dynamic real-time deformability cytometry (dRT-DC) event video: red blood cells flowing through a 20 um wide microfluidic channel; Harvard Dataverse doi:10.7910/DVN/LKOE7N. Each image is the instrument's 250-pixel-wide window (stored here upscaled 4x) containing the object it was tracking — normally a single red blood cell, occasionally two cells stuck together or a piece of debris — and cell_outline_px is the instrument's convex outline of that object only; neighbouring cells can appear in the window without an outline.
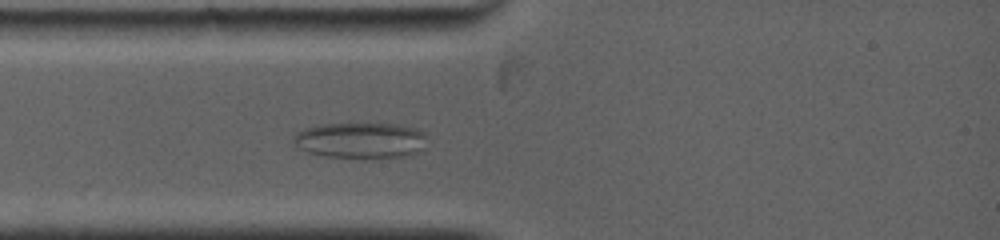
{"species": "common noctule bat (a hibernating species)", "species_latin": "Nyctalus noctula", "temperature_condition": "warm", "stored_images_in_passage": 32, "camera_frame_rate_fps": 5000, "um_per_image_px": 0.085, "animal": {"sex": "female", "body_mass_g": 19.0, "forearm_length_mm": 53.3}, "frame": {"image": 1, "passage_image": 8, "time_ms": 2.6, "image_size_px": [1000, 240], "cell_outline_px": [[424, 152], [412, 156], [376, 160], [324, 156], [308, 152], [292, 144], [292, 140], [296, 132], [304, 128], [320, 124], [396, 124], [416, 128], [424, 132]], "centroid_in_image_um": [30.69, 11.97], "position_along_channel_um": 54.3, "area_um2": 28.9}}
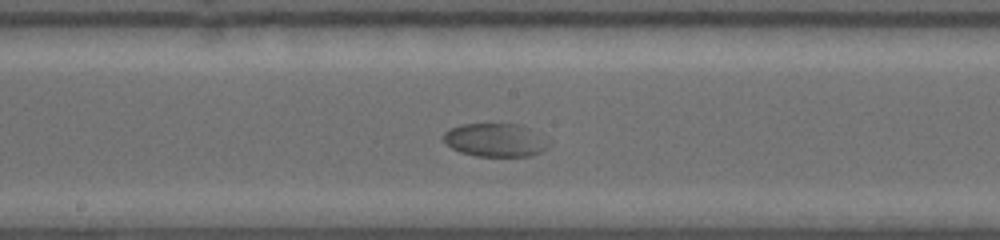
{"frame": {"image": 2, "passage_image": 18, "time_ms": 6.8, "image_size_px": [1000, 240], "cell_outline_px": [[552, 144], [548, 148], [540, 152], [528, 156], [476, 156], [460, 152], [444, 144], [444, 132], [448, 128], [460, 124], [520, 124], [540, 132], [552, 140]], "centroid_in_image_um": [42.17, 11.89], "position_along_channel_um": 206.0, "area_um2": 21.04}}
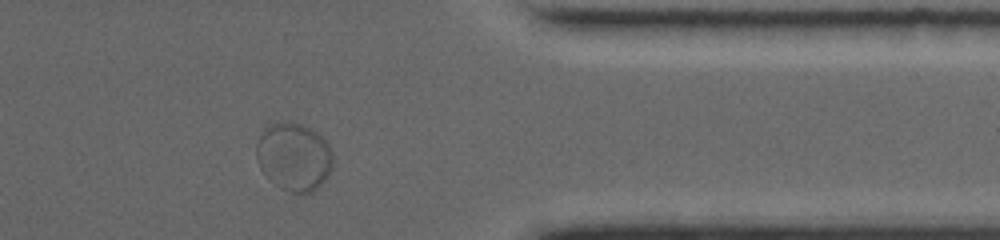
{"frame": {"image": 3, "passage_image": 29, "time_ms": 12.2, "image_size_px": [1000, 240], "cell_outline_px": [[332, 168], [328, 176], [312, 192], [304, 196], [280, 188], [260, 168], [256, 160], [256, 144], [260, 132], [268, 124], [276, 120], [292, 120], [316, 132], [328, 144], [332, 152]], "centroid_in_image_um": [24.95, 13.29], "position_along_channel_um": 386.4, "area_um2": 30.81}, "authors_computed_cell_mechanics": {"area_um2": 24.1604, "velocity_mm_per_s": 3.6097, "shape_relaxation_time_tau1_ms": 4.8875, "shape_relaxation_time_tau2_ms": null, "deformation_change_tau1": 0.0747, "deformation_change_tau2": null}}